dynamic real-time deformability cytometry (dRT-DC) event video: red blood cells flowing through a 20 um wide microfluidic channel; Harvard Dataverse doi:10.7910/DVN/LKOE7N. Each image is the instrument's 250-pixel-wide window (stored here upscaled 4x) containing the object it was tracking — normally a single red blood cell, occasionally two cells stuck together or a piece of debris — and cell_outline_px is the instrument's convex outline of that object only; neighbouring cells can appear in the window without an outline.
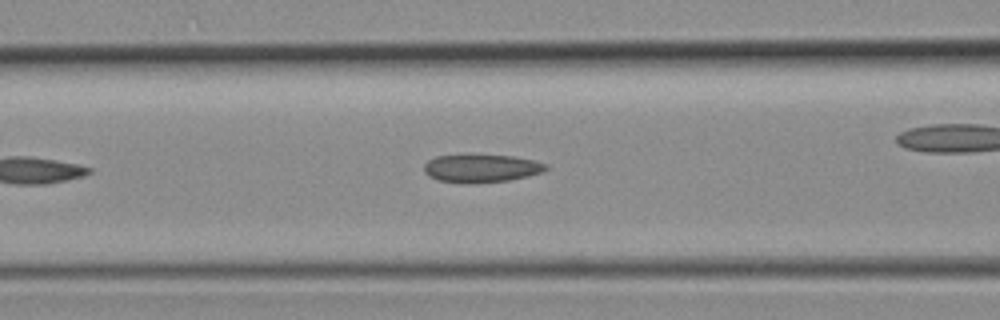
{"species": "common noctule bat (a hibernating species)", "species_latin": "Nyctalus noctula", "temperature_condition": "room temperature", "stored_images_in_passage": 15, "camera_frame_rate_fps": 3000, "um_per_image_px": 0.085, "animal": {"sex": "female", "body_mass_g": 19.3, "forearm_length_mm": 54.1}, "frame": {"image": 1, "passage_image": 9, "time_ms": 2.667, "image_size_px": [1000, 320], "cell_outline_px": [[548, 168], [540, 172], [528, 176], [508, 180], [468, 184], [464, 184], [436, 180], [428, 176], [424, 172], [424, 164], [428, 160], [436, 156], [512, 156], [532, 160], [548, 164]], "centroid_in_image_um": [40.87, 14.33], "position_along_channel_um": 125.7, "area_um2": 19.65}}